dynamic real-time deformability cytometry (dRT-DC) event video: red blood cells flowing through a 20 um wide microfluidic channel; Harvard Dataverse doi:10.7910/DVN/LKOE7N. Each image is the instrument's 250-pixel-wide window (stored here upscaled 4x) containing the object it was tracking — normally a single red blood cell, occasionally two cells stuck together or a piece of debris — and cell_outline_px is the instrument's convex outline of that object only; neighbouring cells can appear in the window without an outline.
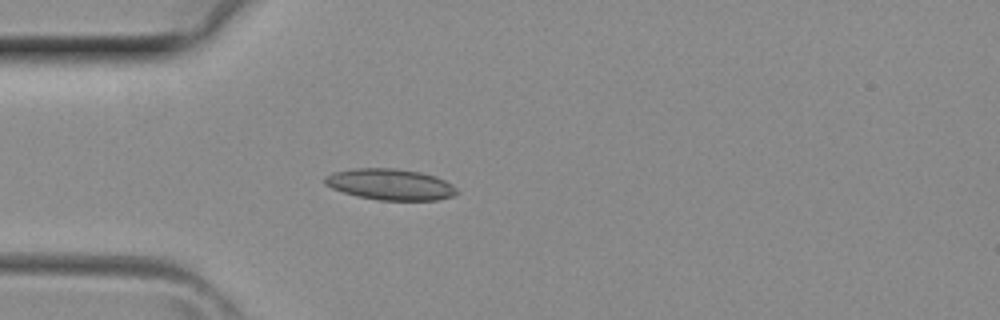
{"species": "common noctule bat (a hibernating species)", "species_latin": "Nyctalus noctula", "temperature_condition": "room temperature", "stored_images_in_passage": 3, "camera_frame_rate_fps": 3000, "um_per_image_px": 0.085, "animal": {"sex": "female", "body_mass_g": 29.2, "forearm_length_mm": 56.3}, "frame": {"image": 1, "passage_image": 3, "time_ms": 0.667, "image_size_px": [1000, 320], "cell_outline_px": [[460, 192], [456, 196], [436, 200], [380, 200], [356, 196], [332, 188], [324, 184], [324, 176], [332, 172], [356, 168], [396, 168], [420, 172], [444, 180], [452, 184]], "centroid_in_image_um": [33.17, 15.67], "position_along_channel_um": 51.8, "area_um2": 24.04}}